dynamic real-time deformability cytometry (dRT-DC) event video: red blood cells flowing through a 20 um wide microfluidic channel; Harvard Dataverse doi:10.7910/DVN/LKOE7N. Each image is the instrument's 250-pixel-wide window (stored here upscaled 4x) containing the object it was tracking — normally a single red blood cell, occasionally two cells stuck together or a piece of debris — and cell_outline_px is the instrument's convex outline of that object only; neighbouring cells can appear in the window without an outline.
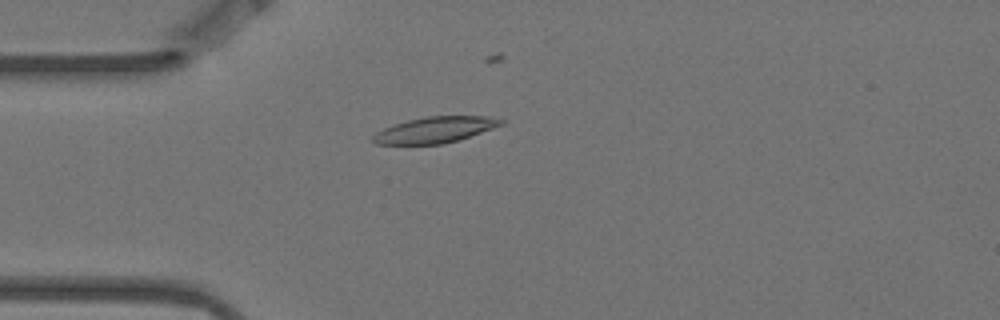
{"species": "Egyptian fruit bat (a non-hibernating species)", "species_latin": "Rousettus aegyptiacus", "temperature_condition": "warm", "stored_images_in_passage": 9, "camera_frame_rate_fps": 3000, "um_per_image_px": 0.085, "animal": {"sex": "female"}, "frame": {"image": 1, "passage_image": 4, "time_ms": 1.0, "image_size_px": [1000, 320], "cell_outline_px": [[504, 124], [460, 140], [444, 144], [376, 144], [372, 140], [372, 136], [376, 132], [384, 128], [408, 120], [424, 116], [488, 116], [504, 120]], "centroid_in_image_um": [37.0, 11.04], "position_along_channel_um": 48.0, "area_um2": 19.42}}
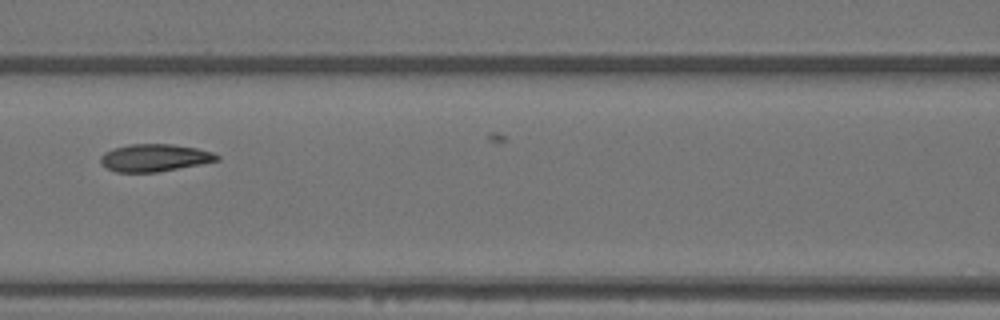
{"frame": {"image": 2, "passage_image": 7, "time_ms": 2.0, "image_size_px": [1000, 320], "cell_outline_px": [[220, 160], [200, 164], [156, 172], [116, 172], [104, 168], [100, 160], [100, 156], [104, 152], [112, 148], [128, 144], [172, 144], [196, 148], [212, 152], [220, 156]], "centroid_in_image_um": [13.09, 13.41], "position_along_channel_um": 153.5, "area_um2": 18.67}}
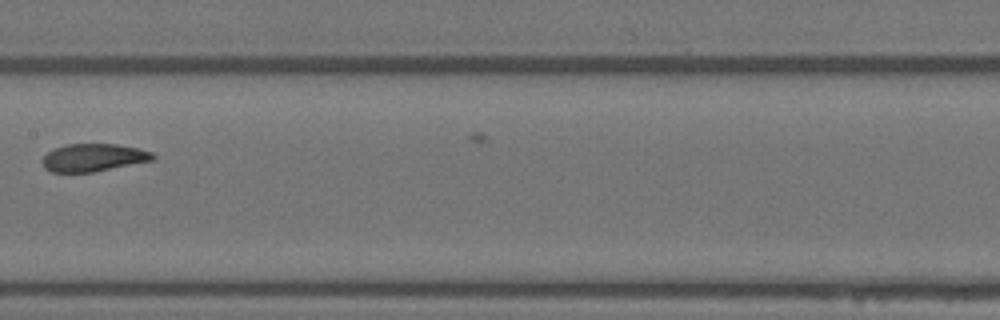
{"frame": {"image": 3, "passage_image": 8, "time_ms": 2.333, "image_size_px": [1000, 320], "cell_outline_px": [[156, 156], [152, 160], [92, 172], [52, 172], [44, 168], [40, 160], [52, 148], [68, 144], [116, 144], [136, 148], [152, 152]], "centroid_in_image_um": [7.88, 13.39], "position_along_channel_um": 199.5, "area_um2": 17.74}}